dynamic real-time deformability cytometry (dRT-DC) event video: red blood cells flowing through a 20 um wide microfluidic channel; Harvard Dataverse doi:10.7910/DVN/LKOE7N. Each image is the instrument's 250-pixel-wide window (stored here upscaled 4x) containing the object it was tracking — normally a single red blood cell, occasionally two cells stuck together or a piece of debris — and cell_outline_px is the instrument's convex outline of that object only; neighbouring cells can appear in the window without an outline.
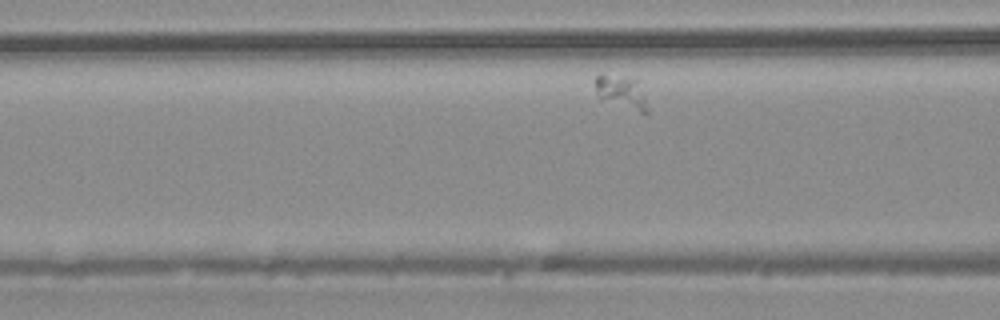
{"species": "common noctule bat (a hibernating species)", "species_latin": "Nyctalus noctula", "temperature_condition": "warm", "stored_images_in_passage": 26, "camera_frame_rate_fps": 3000, "um_per_image_px": 0.085, "animal": {"sex": "male", "body_mass_g": 20.4}, "frame": {"image": 1, "passage_image": 5, "time_ms": 1.333, "image_size_px": [1000, 320], "cell_outline_px": [[652, 112], [648, 116], [644, 116], [600, 100], [596, 96], [596, 76], [604, 76], [636, 80]], "centroid_in_image_um": [52.91, 8.02], "position_along_channel_um": 113.7, "area_um2": 10.29}}
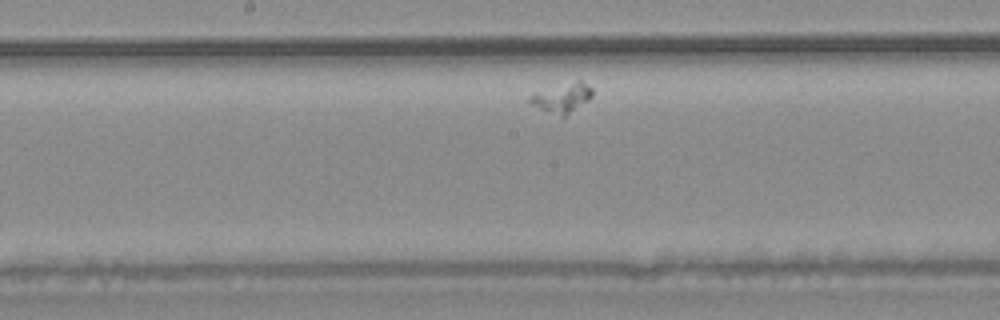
{"frame": {"image": 2, "passage_image": 12, "time_ms": 3.667, "image_size_px": [1000, 320], "cell_outline_px": [[592, 96], [588, 100], [564, 116], [560, 116], [528, 104], [528, 96], [576, 80], [580, 80], [592, 88]], "centroid_in_image_um": [47.77, 8.32], "position_along_channel_um": 200.4, "area_um2": 10.23}}